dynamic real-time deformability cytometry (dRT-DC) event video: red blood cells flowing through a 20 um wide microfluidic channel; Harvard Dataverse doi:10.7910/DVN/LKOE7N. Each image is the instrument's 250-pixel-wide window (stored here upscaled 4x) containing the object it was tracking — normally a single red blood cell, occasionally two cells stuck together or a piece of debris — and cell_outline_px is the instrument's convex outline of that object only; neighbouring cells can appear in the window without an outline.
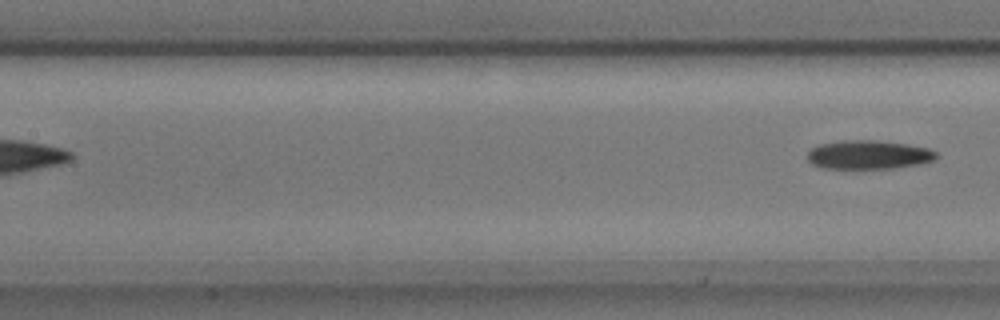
{"species": "common noctule bat (a hibernating species)", "species_latin": "Nyctalus noctula", "temperature_condition": "cold", "stored_images_in_passage": 5, "segment_of_instrument_passage": [2, 2], "camera_frame_rate_fps": 3000, "um_per_image_px": 0.085, "animal": {"sex": "male", "body_mass_g": 17.9, "forearm_length_mm": 54.2}, "frame": {"image": 1, "passage_image": 5, "time_ms": 1.333, "image_size_px": [1000, 320], "cell_outline_px": [[940, 156], [936, 160], [920, 164], [896, 168], [820, 168], [812, 164], [808, 160], [808, 152], [812, 148], [820, 144], [840, 140], [876, 140], [908, 144], [928, 148], [936, 152]], "centroid_in_image_um": [73.87, 13.15], "position_along_channel_um": 133.5, "area_um2": 21.85}}